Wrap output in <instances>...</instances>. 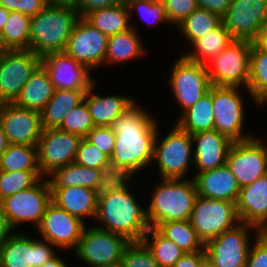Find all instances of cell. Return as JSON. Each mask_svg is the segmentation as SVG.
<instances>
[{
    "mask_svg": "<svg viewBox=\"0 0 267 267\" xmlns=\"http://www.w3.org/2000/svg\"><path fill=\"white\" fill-rule=\"evenodd\" d=\"M136 102L128 106L111 125L116 134L110 157L113 178L132 179L153 161L154 142L160 124L148 109Z\"/></svg>",
    "mask_w": 267,
    "mask_h": 267,
    "instance_id": "obj_1",
    "label": "cell"
},
{
    "mask_svg": "<svg viewBox=\"0 0 267 267\" xmlns=\"http://www.w3.org/2000/svg\"><path fill=\"white\" fill-rule=\"evenodd\" d=\"M50 202L51 186L48 177H43L34 186L0 201L14 231L26 223H32L37 228Z\"/></svg>",
    "mask_w": 267,
    "mask_h": 267,
    "instance_id": "obj_9",
    "label": "cell"
},
{
    "mask_svg": "<svg viewBox=\"0 0 267 267\" xmlns=\"http://www.w3.org/2000/svg\"><path fill=\"white\" fill-rule=\"evenodd\" d=\"M80 18L73 4L49 3L31 17L30 50L39 56L64 51Z\"/></svg>",
    "mask_w": 267,
    "mask_h": 267,
    "instance_id": "obj_3",
    "label": "cell"
},
{
    "mask_svg": "<svg viewBox=\"0 0 267 267\" xmlns=\"http://www.w3.org/2000/svg\"><path fill=\"white\" fill-rule=\"evenodd\" d=\"M14 232L0 203V246Z\"/></svg>",
    "mask_w": 267,
    "mask_h": 267,
    "instance_id": "obj_52",
    "label": "cell"
},
{
    "mask_svg": "<svg viewBox=\"0 0 267 267\" xmlns=\"http://www.w3.org/2000/svg\"><path fill=\"white\" fill-rule=\"evenodd\" d=\"M74 163L94 169H111L110 158L86 138H82Z\"/></svg>",
    "mask_w": 267,
    "mask_h": 267,
    "instance_id": "obj_43",
    "label": "cell"
},
{
    "mask_svg": "<svg viewBox=\"0 0 267 267\" xmlns=\"http://www.w3.org/2000/svg\"><path fill=\"white\" fill-rule=\"evenodd\" d=\"M84 90H57L41 113L42 128H59L66 114L84 101Z\"/></svg>",
    "mask_w": 267,
    "mask_h": 267,
    "instance_id": "obj_31",
    "label": "cell"
},
{
    "mask_svg": "<svg viewBox=\"0 0 267 267\" xmlns=\"http://www.w3.org/2000/svg\"><path fill=\"white\" fill-rule=\"evenodd\" d=\"M169 24H180L195 9L198 8L196 0H162Z\"/></svg>",
    "mask_w": 267,
    "mask_h": 267,
    "instance_id": "obj_45",
    "label": "cell"
},
{
    "mask_svg": "<svg viewBox=\"0 0 267 267\" xmlns=\"http://www.w3.org/2000/svg\"><path fill=\"white\" fill-rule=\"evenodd\" d=\"M236 211L240 223L267 228V174L240 188Z\"/></svg>",
    "mask_w": 267,
    "mask_h": 267,
    "instance_id": "obj_23",
    "label": "cell"
},
{
    "mask_svg": "<svg viewBox=\"0 0 267 267\" xmlns=\"http://www.w3.org/2000/svg\"><path fill=\"white\" fill-rule=\"evenodd\" d=\"M226 165L240 187L253 183L267 174V143L257 136L244 141H233Z\"/></svg>",
    "mask_w": 267,
    "mask_h": 267,
    "instance_id": "obj_14",
    "label": "cell"
},
{
    "mask_svg": "<svg viewBox=\"0 0 267 267\" xmlns=\"http://www.w3.org/2000/svg\"><path fill=\"white\" fill-rule=\"evenodd\" d=\"M9 141L7 139L6 134L4 133L1 125H0V156L3 154V152L8 148Z\"/></svg>",
    "mask_w": 267,
    "mask_h": 267,
    "instance_id": "obj_55",
    "label": "cell"
},
{
    "mask_svg": "<svg viewBox=\"0 0 267 267\" xmlns=\"http://www.w3.org/2000/svg\"><path fill=\"white\" fill-rule=\"evenodd\" d=\"M85 227V222L51 201L40 225L35 229L42 239L53 244L56 249L66 251L76 249Z\"/></svg>",
    "mask_w": 267,
    "mask_h": 267,
    "instance_id": "obj_17",
    "label": "cell"
},
{
    "mask_svg": "<svg viewBox=\"0 0 267 267\" xmlns=\"http://www.w3.org/2000/svg\"><path fill=\"white\" fill-rule=\"evenodd\" d=\"M113 178L111 169H94L71 163L48 176L51 187L81 186L100 192Z\"/></svg>",
    "mask_w": 267,
    "mask_h": 267,
    "instance_id": "obj_25",
    "label": "cell"
},
{
    "mask_svg": "<svg viewBox=\"0 0 267 267\" xmlns=\"http://www.w3.org/2000/svg\"><path fill=\"white\" fill-rule=\"evenodd\" d=\"M202 267H212L207 261L203 264Z\"/></svg>",
    "mask_w": 267,
    "mask_h": 267,
    "instance_id": "obj_59",
    "label": "cell"
},
{
    "mask_svg": "<svg viewBox=\"0 0 267 267\" xmlns=\"http://www.w3.org/2000/svg\"><path fill=\"white\" fill-rule=\"evenodd\" d=\"M119 267H160L143 241H131L125 248Z\"/></svg>",
    "mask_w": 267,
    "mask_h": 267,
    "instance_id": "obj_44",
    "label": "cell"
},
{
    "mask_svg": "<svg viewBox=\"0 0 267 267\" xmlns=\"http://www.w3.org/2000/svg\"><path fill=\"white\" fill-rule=\"evenodd\" d=\"M30 24L31 17L10 11L0 33V50H30Z\"/></svg>",
    "mask_w": 267,
    "mask_h": 267,
    "instance_id": "obj_34",
    "label": "cell"
},
{
    "mask_svg": "<svg viewBox=\"0 0 267 267\" xmlns=\"http://www.w3.org/2000/svg\"><path fill=\"white\" fill-rule=\"evenodd\" d=\"M189 134L214 130L212 85L209 91L178 118L176 123Z\"/></svg>",
    "mask_w": 267,
    "mask_h": 267,
    "instance_id": "obj_33",
    "label": "cell"
},
{
    "mask_svg": "<svg viewBox=\"0 0 267 267\" xmlns=\"http://www.w3.org/2000/svg\"><path fill=\"white\" fill-rule=\"evenodd\" d=\"M0 170L6 172L40 171L37 146L9 144L0 156Z\"/></svg>",
    "mask_w": 267,
    "mask_h": 267,
    "instance_id": "obj_37",
    "label": "cell"
},
{
    "mask_svg": "<svg viewBox=\"0 0 267 267\" xmlns=\"http://www.w3.org/2000/svg\"><path fill=\"white\" fill-rule=\"evenodd\" d=\"M231 2L232 0H196L198 8L215 13L220 18L225 15Z\"/></svg>",
    "mask_w": 267,
    "mask_h": 267,
    "instance_id": "obj_50",
    "label": "cell"
},
{
    "mask_svg": "<svg viewBox=\"0 0 267 267\" xmlns=\"http://www.w3.org/2000/svg\"><path fill=\"white\" fill-rule=\"evenodd\" d=\"M48 3L54 4H72L74 0H46Z\"/></svg>",
    "mask_w": 267,
    "mask_h": 267,
    "instance_id": "obj_58",
    "label": "cell"
},
{
    "mask_svg": "<svg viewBox=\"0 0 267 267\" xmlns=\"http://www.w3.org/2000/svg\"><path fill=\"white\" fill-rule=\"evenodd\" d=\"M85 138L109 158L111 157L116 140V134L111 126H95Z\"/></svg>",
    "mask_w": 267,
    "mask_h": 267,
    "instance_id": "obj_46",
    "label": "cell"
},
{
    "mask_svg": "<svg viewBox=\"0 0 267 267\" xmlns=\"http://www.w3.org/2000/svg\"><path fill=\"white\" fill-rule=\"evenodd\" d=\"M191 136L196 174L226 164L227 154L233 143L228 136L216 130L201 131Z\"/></svg>",
    "mask_w": 267,
    "mask_h": 267,
    "instance_id": "obj_22",
    "label": "cell"
},
{
    "mask_svg": "<svg viewBox=\"0 0 267 267\" xmlns=\"http://www.w3.org/2000/svg\"><path fill=\"white\" fill-rule=\"evenodd\" d=\"M146 207L150 227L170 221L190 220L197 188L190 179H162L155 184Z\"/></svg>",
    "mask_w": 267,
    "mask_h": 267,
    "instance_id": "obj_4",
    "label": "cell"
},
{
    "mask_svg": "<svg viewBox=\"0 0 267 267\" xmlns=\"http://www.w3.org/2000/svg\"><path fill=\"white\" fill-rule=\"evenodd\" d=\"M51 201L83 222L95 220L98 203L95 190L81 186L51 187Z\"/></svg>",
    "mask_w": 267,
    "mask_h": 267,
    "instance_id": "obj_26",
    "label": "cell"
},
{
    "mask_svg": "<svg viewBox=\"0 0 267 267\" xmlns=\"http://www.w3.org/2000/svg\"><path fill=\"white\" fill-rule=\"evenodd\" d=\"M84 19L108 37L130 29L129 11L125 0L120 3L92 11Z\"/></svg>",
    "mask_w": 267,
    "mask_h": 267,
    "instance_id": "obj_32",
    "label": "cell"
},
{
    "mask_svg": "<svg viewBox=\"0 0 267 267\" xmlns=\"http://www.w3.org/2000/svg\"><path fill=\"white\" fill-rule=\"evenodd\" d=\"M81 139L59 128L43 129L37 144L38 165L42 175L48 177L56 169L74 163Z\"/></svg>",
    "mask_w": 267,
    "mask_h": 267,
    "instance_id": "obj_16",
    "label": "cell"
},
{
    "mask_svg": "<svg viewBox=\"0 0 267 267\" xmlns=\"http://www.w3.org/2000/svg\"><path fill=\"white\" fill-rule=\"evenodd\" d=\"M10 11L0 6V33L2 32L7 19L9 17Z\"/></svg>",
    "mask_w": 267,
    "mask_h": 267,
    "instance_id": "obj_56",
    "label": "cell"
},
{
    "mask_svg": "<svg viewBox=\"0 0 267 267\" xmlns=\"http://www.w3.org/2000/svg\"><path fill=\"white\" fill-rule=\"evenodd\" d=\"M159 135L158 129L152 164L158 165L160 179H188L186 175L194 161L191 134L174 124L163 139Z\"/></svg>",
    "mask_w": 267,
    "mask_h": 267,
    "instance_id": "obj_5",
    "label": "cell"
},
{
    "mask_svg": "<svg viewBox=\"0 0 267 267\" xmlns=\"http://www.w3.org/2000/svg\"><path fill=\"white\" fill-rule=\"evenodd\" d=\"M129 243L123 235L102 230L94 225L84 228L74 255L89 267H119Z\"/></svg>",
    "mask_w": 267,
    "mask_h": 267,
    "instance_id": "obj_7",
    "label": "cell"
},
{
    "mask_svg": "<svg viewBox=\"0 0 267 267\" xmlns=\"http://www.w3.org/2000/svg\"><path fill=\"white\" fill-rule=\"evenodd\" d=\"M55 248L44 239L13 232L0 246V267H41L57 255Z\"/></svg>",
    "mask_w": 267,
    "mask_h": 267,
    "instance_id": "obj_15",
    "label": "cell"
},
{
    "mask_svg": "<svg viewBox=\"0 0 267 267\" xmlns=\"http://www.w3.org/2000/svg\"><path fill=\"white\" fill-rule=\"evenodd\" d=\"M267 103V90L263 92L254 102V105L256 104L257 106L264 105L266 106Z\"/></svg>",
    "mask_w": 267,
    "mask_h": 267,
    "instance_id": "obj_57",
    "label": "cell"
},
{
    "mask_svg": "<svg viewBox=\"0 0 267 267\" xmlns=\"http://www.w3.org/2000/svg\"><path fill=\"white\" fill-rule=\"evenodd\" d=\"M142 241L151 251L160 267H173L184 255V251L172 240L163 236L156 228L150 227Z\"/></svg>",
    "mask_w": 267,
    "mask_h": 267,
    "instance_id": "obj_36",
    "label": "cell"
},
{
    "mask_svg": "<svg viewBox=\"0 0 267 267\" xmlns=\"http://www.w3.org/2000/svg\"><path fill=\"white\" fill-rule=\"evenodd\" d=\"M263 232L267 235V228Z\"/></svg>",
    "mask_w": 267,
    "mask_h": 267,
    "instance_id": "obj_60",
    "label": "cell"
},
{
    "mask_svg": "<svg viewBox=\"0 0 267 267\" xmlns=\"http://www.w3.org/2000/svg\"><path fill=\"white\" fill-rule=\"evenodd\" d=\"M250 231L261 232L252 225L239 223L236 227L209 240L204 245L206 261L212 267H245L253 243Z\"/></svg>",
    "mask_w": 267,
    "mask_h": 267,
    "instance_id": "obj_10",
    "label": "cell"
},
{
    "mask_svg": "<svg viewBox=\"0 0 267 267\" xmlns=\"http://www.w3.org/2000/svg\"><path fill=\"white\" fill-rule=\"evenodd\" d=\"M107 43V35L80 17L64 51L92 72L105 64Z\"/></svg>",
    "mask_w": 267,
    "mask_h": 267,
    "instance_id": "obj_18",
    "label": "cell"
},
{
    "mask_svg": "<svg viewBox=\"0 0 267 267\" xmlns=\"http://www.w3.org/2000/svg\"><path fill=\"white\" fill-rule=\"evenodd\" d=\"M94 127L88 106L83 101L66 114L59 129L85 138Z\"/></svg>",
    "mask_w": 267,
    "mask_h": 267,
    "instance_id": "obj_42",
    "label": "cell"
},
{
    "mask_svg": "<svg viewBox=\"0 0 267 267\" xmlns=\"http://www.w3.org/2000/svg\"><path fill=\"white\" fill-rule=\"evenodd\" d=\"M205 262V251H196L192 253H184L173 267H202Z\"/></svg>",
    "mask_w": 267,
    "mask_h": 267,
    "instance_id": "obj_51",
    "label": "cell"
},
{
    "mask_svg": "<svg viewBox=\"0 0 267 267\" xmlns=\"http://www.w3.org/2000/svg\"><path fill=\"white\" fill-rule=\"evenodd\" d=\"M193 179L198 196L237 202L241 187L226 164L213 170L194 173Z\"/></svg>",
    "mask_w": 267,
    "mask_h": 267,
    "instance_id": "obj_24",
    "label": "cell"
},
{
    "mask_svg": "<svg viewBox=\"0 0 267 267\" xmlns=\"http://www.w3.org/2000/svg\"><path fill=\"white\" fill-rule=\"evenodd\" d=\"M122 0H74L73 5L78 11L79 16L84 18L88 13L114 6Z\"/></svg>",
    "mask_w": 267,
    "mask_h": 267,
    "instance_id": "obj_49",
    "label": "cell"
},
{
    "mask_svg": "<svg viewBox=\"0 0 267 267\" xmlns=\"http://www.w3.org/2000/svg\"><path fill=\"white\" fill-rule=\"evenodd\" d=\"M43 177L41 171L6 172L0 170V201L34 186Z\"/></svg>",
    "mask_w": 267,
    "mask_h": 267,
    "instance_id": "obj_40",
    "label": "cell"
},
{
    "mask_svg": "<svg viewBox=\"0 0 267 267\" xmlns=\"http://www.w3.org/2000/svg\"><path fill=\"white\" fill-rule=\"evenodd\" d=\"M260 50L267 52V25L258 33L252 41Z\"/></svg>",
    "mask_w": 267,
    "mask_h": 267,
    "instance_id": "obj_53",
    "label": "cell"
},
{
    "mask_svg": "<svg viewBox=\"0 0 267 267\" xmlns=\"http://www.w3.org/2000/svg\"><path fill=\"white\" fill-rule=\"evenodd\" d=\"M247 92L252 103L267 90V52L260 50L253 42L250 52V75Z\"/></svg>",
    "mask_w": 267,
    "mask_h": 267,
    "instance_id": "obj_39",
    "label": "cell"
},
{
    "mask_svg": "<svg viewBox=\"0 0 267 267\" xmlns=\"http://www.w3.org/2000/svg\"><path fill=\"white\" fill-rule=\"evenodd\" d=\"M222 22L221 18L208 10L197 8L180 24L178 30L188 44L214 30Z\"/></svg>",
    "mask_w": 267,
    "mask_h": 267,
    "instance_id": "obj_38",
    "label": "cell"
},
{
    "mask_svg": "<svg viewBox=\"0 0 267 267\" xmlns=\"http://www.w3.org/2000/svg\"><path fill=\"white\" fill-rule=\"evenodd\" d=\"M40 64L41 56L29 49L0 50V104L13 103Z\"/></svg>",
    "mask_w": 267,
    "mask_h": 267,
    "instance_id": "obj_13",
    "label": "cell"
},
{
    "mask_svg": "<svg viewBox=\"0 0 267 267\" xmlns=\"http://www.w3.org/2000/svg\"><path fill=\"white\" fill-rule=\"evenodd\" d=\"M239 87L212 85L214 130L228 136L232 141H244L255 136L245 133L244 99Z\"/></svg>",
    "mask_w": 267,
    "mask_h": 267,
    "instance_id": "obj_11",
    "label": "cell"
},
{
    "mask_svg": "<svg viewBox=\"0 0 267 267\" xmlns=\"http://www.w3.org/2000/svg\"><path fill=\"white\" fill-rule=\"evenodd\" d=\"M251 46L252 41L235 40L207 62L211 85L243 87L248 91Z\"/></svg>",
    "mask_w": 267,
    "mask_h": 267,
    "instance_id": "obj_6",
    "label": "cell"
},
{
    "mask_svg": "<svg viewBox=\"0 0 267 267\" xmlns=\"http://www.w3.org/2000/svg\"><path fill=\"white\" fill-rule=\"evenodd\" d=\"M169 76V88L181 107L179 116L200 100L211 87L206 65L187 60L183 55L175 61Z\"/></svg>",
    "mask_w": 267,
    "mask_h": 267,
    "instance_id": "obj_12",
    "label": "cell"
},
{
    "mask_svg": "<svg viewBox=\"0 0 267 267\" xmlns=\"http://www.w3.org/2000/svg\"><path fill=\"white\" fill-rule=\"evenodd\" d=\"M49 3L46 0H0V6L9 11L21 12L34 17Z\"/></svg>",
    "mask_w": 267,
    "mask_h": 267,
    "instance_id": "obj_48",
    "label": "cell"
},
{
    "mask_svg": "<svg viewBox=\"0 0 267 267\" xmlns=\"http://www.w3.org/2000/svg\"><path fill=\"white\" fill-rule=\"evenodd\" d=\"M221 20L236 40L253 41L267 25V0H232Z\"/></svg>",
    "mask_w": 267,
    "mask_h": 267,
    "instance_id": "obj_19",
    "label": "cell"
},
{
    "mask_svg": "<svg viewBox=\"0 0 267 267\" xmlns=\"http://www.w3.org/2000/svg\"><path fill=\"white\" fill-rule=\"evenodd\" d=\"M190 223L205 245L209 240L240 223L236 202L209 199L197 195L193 204Z\"/></svg>",
    "mask_w": 267,
    "mask_h": 267,
    "instance_id": "obj_8",
    "label": "cell"
},
{
    "mask_svg": "<svg viewBox=\"0 0 267 267\" xmlns=\"http://www.w3.org/2000/svg\"><path fill=\"white\" fill-rule=\"evenodd\" d=\"M131 178H114L98 192L97 214L95 220L100 221L96 227L117 233L131 241H142L149 230L146 207H142L138 199L128 187ZM131 188V189H130Z\"/></svg>",
    "mask_w": 267,
    "mask_h": 267,
    "instance_id": "obj_2",
    "label": "cell"
},
{
    "mask_svg": "<svg viewBox=\"0 0 267 267\" xmlns=\"http://www.w3.org/2000/svg\"><path fill=\"white\" fill-rule=\"evenodd\" d=\"M0 125L10 144L37 146L42 134L41 113L14 103L0 104Z\"/></svg>",
    "mask_w": 267,
    "mask_h": 267,
    "instance_id": "obj_20",
    "label": "cell"
},
{
    "mask_svg": "<svg viewBox=\"0 0 267 267\" xmlns=\"http://www.w3.org/2000/svg\"><path fill=\"white\" fill-rule=\"evenodd\" d=\"M156 229L185 253L204 250V244L199 239L190 220L164 222L159 224Z\"/></svg>",
    "mask_w": 267,
    "mask_h": 267,
    "instance_id": "obj_35",
    "label": "cell"
},
{
    "mask_svg": "<svg viewBox=\"0 0 267 267\" xmlns=\"http://www.w3.org/2000/svg\"><path fill=\"white\" fill-rule=\"evenodd\" d=\"M254 238L245 267H267V235L256 232Z\"/></svg>",
    "mask_w": 267,
    "mask_h": 267,
    "instance_id": "obj_47",
    "label": "cell"
},
{
    "mask_svg": "<svg viewBox=\"0 0 267 267\" xmlns=\"http://www.w3.org/2000/svg\"><path fill=\"white\" fill-rule=\"evenodd\" d=\"M96 80L91 84L85 93L86 102L95 126H111L114 120L119 117L130 106L135 99L124 95H105L94 94Z\"/></svg>",
    "mask_w": 267,
    "mask_h": 267,
    "instance_id": "obj_27",
    "label": "cell"
},
{
    "mask_svg": "<svg viewBox=\"0 0 267 267\" xmlns=\"http://www.w3.org/2000/svg\"><path fill=\"white\" fill-rule=\"evenodd\" d=\"M54 91L55 88L48 72L40 64L13 103L22 108L41 112L53 96Z\"/></svg>",
    "mask_w": 267,
    "mask_h": 267,
    "instance_id": "obj_29",
    "label": "cell"
},
{
    "mask_svg": "<svg viewBox=\"0 0 267 267\" xmlns=\"http://www.w3.org/2000/svg\"><path fill=\"white\" fill-rule=\"evenodd\" d=\"M132 24V25H131ZM130 29L108 37L106 48L105 64L111 65L129 60L141 58L146 53V46L141 40L137 27L130 23ZM119 63V64H118Z\"/></svg>",
    "mask_w": 267,
    "mask_h": 267,
    "instance_id": "obj_28",
    "label": "cell"
},
{
    "mask_svg": "<svg viewBox=\"0 0 267 267\" xmlns=\"http://www.w3.org/2000/svg\"><path fill=\"white\" fill-rule=\"evenodd\" d=\"M41 64L57 90H84L87 92L95 79L91 71L75 61L65 51L50 52L41 57Z\"/></svg>",
    "mask_w": 267,
    "mask_h": 267,
    "instance_id": "obj_21",
    "label": "cell"
},
{
    "mask_svg": "<svg viewBox=\"0 0 267 267\" xmlns=\"http://www.w3.org/2000/svg\"><path fill=\"white\" fill-rule=\"evenodd\" d=\"M125 2L129 11V20L132 19L133 13L137 11L136 13L149 26H157L159 22L160 24L163 22L169 24L162 0H125Z\"/></svg>",
    "mask_w": 267,
    "mask_h": 267,
    "instance_id": "obj_41",
    "label": "cell"
},
{
    "mask_svg": "<svg viewBox=\"0 0 267 267\" xmlns=\"http://www.w3.org/2000/svg\"><path fill=\"white\" fill-rule=\"evenodd\" d=\"M235 40L221 22L214 30L195 39L191 43L193 50L182 55L187 60L206 64Z\"/></svg>",
    "mask_w": 267,
    "mask_h": 267,
    "instance_id": "obj_30",
    "label": "cell"
},
{
    "mask_svg": "<svg viewBox=\"0 0 267 267\" xmlns=\"http://www.w3.org/2000/svg\"><path fill=\"white\" fill-rule=\"evenodd\" d=\"M62 256H58V254L53 257L51 260L44 263L41 267H69L65 262V258H61Z\"/></svg>",
    "mask_w": 267,
    "mask_h": 267,
    "instance_id": "obj_54",
    "label": "cell"
}]
</instances>
